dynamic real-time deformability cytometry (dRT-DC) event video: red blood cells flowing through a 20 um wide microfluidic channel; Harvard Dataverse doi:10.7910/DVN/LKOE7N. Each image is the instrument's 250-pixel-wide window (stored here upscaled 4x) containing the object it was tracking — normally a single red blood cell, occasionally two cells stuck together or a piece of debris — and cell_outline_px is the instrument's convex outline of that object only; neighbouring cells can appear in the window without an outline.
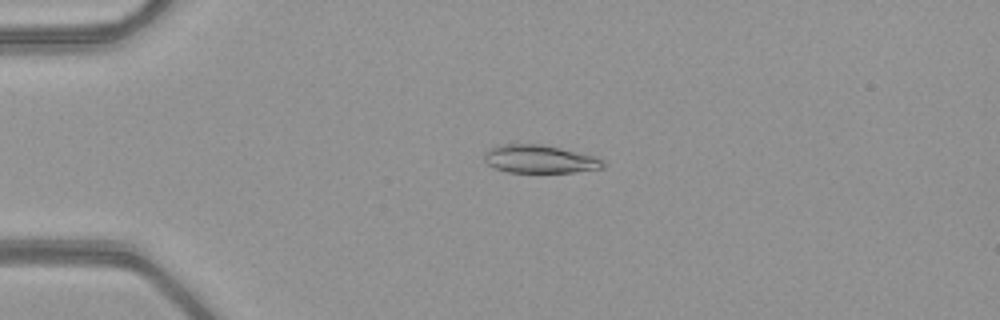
{"species": "common noctule bat (a hibernating species)", "species_latin": "Nyctalus noctula", "temperature_condition": "warm", "stored_images_in_passage": 44, "camera_frame_rate_fps": 3000, "um_per_image_px": 0.085, "animal": {"sex": "female", "body_mass_g": 21.9}, "frame": {"image": 1, "passage_image": 5, "time_ms": 1.333, "image_size_px": [1000, 320], "cell_outline_px": [[604, 168], [576, 172], [508, 172], [496, 168], [488, 164], [484, 160], [484, 152], [488, 148], [496, 144], [540, 144], [560, 148], [596, 156], [604, 160]], "centroid_in_image_um": [45.86, 13.51], "position_along_channel_um": 39.1, "area_um2": 19.59}}
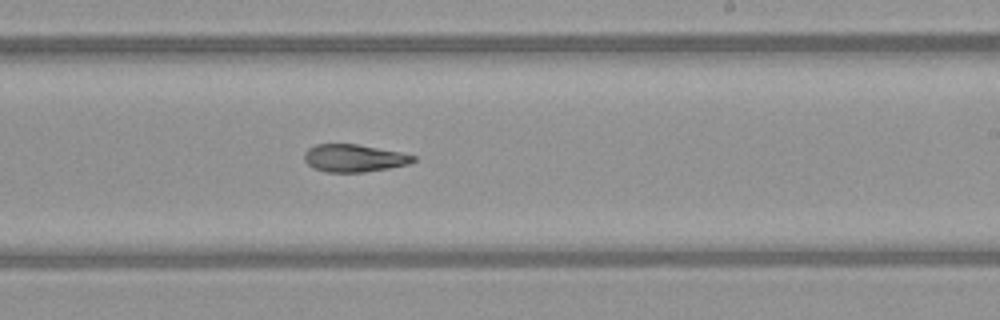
{"frame": {"image": 2, "passage_image": 24, "time_ms": 7.667, "image_size_px": [1000, 320], "cell_outline_px": [[416, 160], [408, 164], [388, 168], [364, 172], [324, 172], [312, 168], [304, 160], [304, 152], [308, 148], [316, 144], [356, 144], [400, 152], [416, 156]], "centroid_in_image_um": [30.06, 13.44], "position_along_channel_um": 258.9, "area_um2": 17.51}}
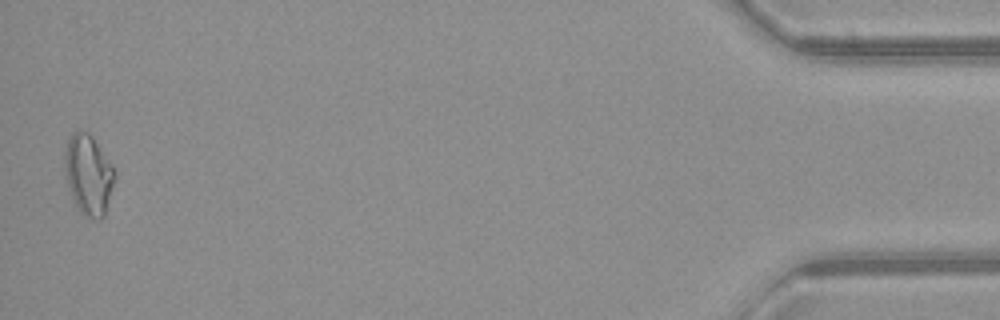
{"frame": {"image": 3, "passage_image": 43, "time_ms": 14.0, "image_size_px": [1000, 320], "cell_outline_px": [[116, 176], [104, 216], [100, 220], [96, 220], [84, 216], [80, 212], [72, 196], [64, 176], [64, 152], [68, 140], [72, 132], [88, 132], [92, 136], [112, 164], [116, 172]], "centroid_in_image_um": [7.51, 14.86], "position_along_channel_um": 427.7, "area_um2": 23.47}, "authors_computed_cell_mechanics": {"area_um2": 18.8717, "velocity_mm_per_s": 4.0761, "shape_relaxation_time_tau1_ms": null, "shape_relaxation_time_tau2_ms": 5.7975, "deformation_change_tau1": null, "deformation_change_tau2": 0.1506}}